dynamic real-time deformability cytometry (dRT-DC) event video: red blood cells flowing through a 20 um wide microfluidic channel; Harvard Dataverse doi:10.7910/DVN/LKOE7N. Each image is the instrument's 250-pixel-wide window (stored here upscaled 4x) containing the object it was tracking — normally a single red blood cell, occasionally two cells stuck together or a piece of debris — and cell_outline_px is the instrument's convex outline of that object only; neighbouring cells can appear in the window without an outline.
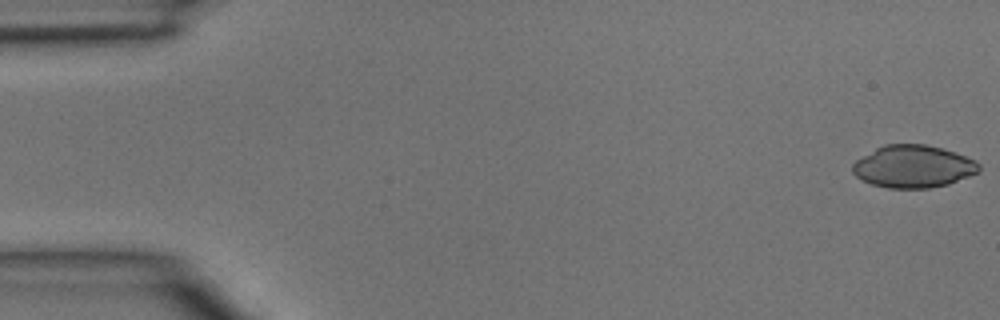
{"species": "common noctule bat (a hibernating species)", "species_latin": "Nyctalus noctula", "temperature_condition": "room temperature", "stored_images_in_passage": 4, "camera_frame_rate_fps": 3000, "um_per_image_px": 0.085, "animal": {"sex": "male", "body_mass_g": 15.6}, "frame": {"image": 1, "passage_image": 4, "time_ms": 1.0, "image_size_px": [1000, 320], "cell_outline_px": [[980, 172], [948, 184], [928, 188], [888, 188], [872, 184], [856, 176], [852, 172], [852, 164], [856, 160], [876, 148], [884, 144], [924, 144], [956, 152], [976, 160], [980, 164]], "centroid_in_image_um": [77.65, 14.15], "position_along_channel_um": 7.4, "area_um2": 31.27}}